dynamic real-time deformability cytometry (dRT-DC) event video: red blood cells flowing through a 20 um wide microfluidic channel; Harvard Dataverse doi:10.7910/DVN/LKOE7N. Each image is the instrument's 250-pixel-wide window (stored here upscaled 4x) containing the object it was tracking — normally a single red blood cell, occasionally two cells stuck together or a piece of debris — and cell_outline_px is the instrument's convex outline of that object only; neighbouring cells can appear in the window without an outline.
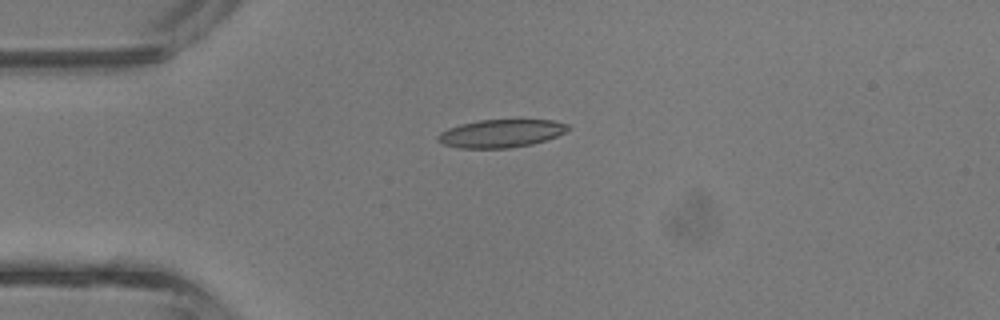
{"species": "common noctule bat (a hibernating species)", "species_latin": "Nyctalus noctula", "temperature_condition": "room temperature", "stored_images_in_passage": 5, "camera_frame_rate_fps": 3000, "um_per_image_px": 0.085, "animal": {"sex": "male", "body_mass_g": 13.3}, "frame": {"image": 1, "passage_image": 4, "time_ms": 1.0, "image_size_px": [1000, 320], "cell_outline_px": [[572, 128], [556, 136], [532, 144], [508, 148], [460, 148], [444, 144], [436, 140], [436, 136], [440, 132], [448, 128], [460, 124], [480, 120], [552, 120], [568, 124]], "centroid_in_image_um": [42.56, 11.34], "position_along_channel_um": 42.4, "area_um2": 21.15}}